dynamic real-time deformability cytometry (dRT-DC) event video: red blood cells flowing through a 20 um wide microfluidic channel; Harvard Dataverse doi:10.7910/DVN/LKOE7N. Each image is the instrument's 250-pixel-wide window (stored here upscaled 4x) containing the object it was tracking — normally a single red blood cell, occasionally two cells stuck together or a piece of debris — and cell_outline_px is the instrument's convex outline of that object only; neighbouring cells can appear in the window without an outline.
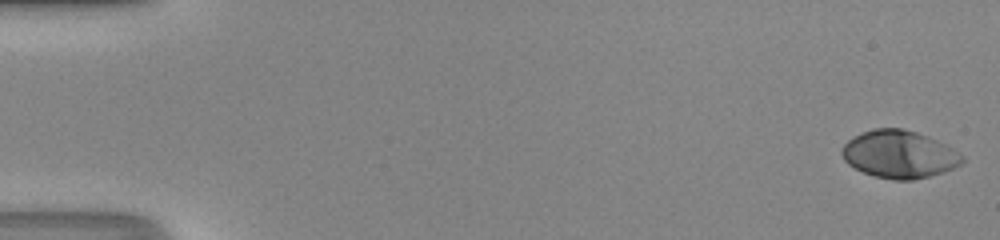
{"species": "human", "species_latin": "Homo sapiens", "temperature_condition": "room temperature", "stored_images_in_passage": 50, "camera_frame_rate_fps": 3000, "um_per_image_px": 0.085, "donor": {"sex": "male"}, "frame": {"image": 1, "passage_image": 1, "time_ms": 0.0, "image_size_px": [1000, 240], "cell_outline_px": [[964, 160], [960, 164], [944, 172], [912, 180], [892, 180], [876, 176], [864, 172], [848, 164], [844, 160], [840, 152], [840, 148], [852, 136], [872, 128], [900, 128], [916, 132], [936, 140], [952, 148], [964, 156]], "centroid_in_image_um": [76.4, 13.11], "position_along_channel_um": 8.6, "area_um2": 33.29}}
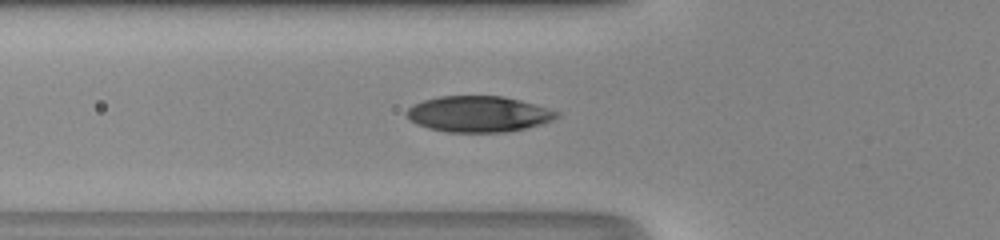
{"frame": {"image": 2, "passage_image": 19, "time_ms": 6.0, "image_size_px": [1000, 240], "cell_outline_px": [[560, 116], [552, 120], [540, 124], [524, 128], [504, 132], [448, 132], [428, 128], [416, 124], [408, 120], [404, 112], [408, 108], [424, 100], [440, 96], [504, 96], [520, 100], [548, 108], [560, 112]], "centroid_in_image_um": [40.65, 9.69], "position_along_channel_um": 85.1, "area_um2": 31.44}}
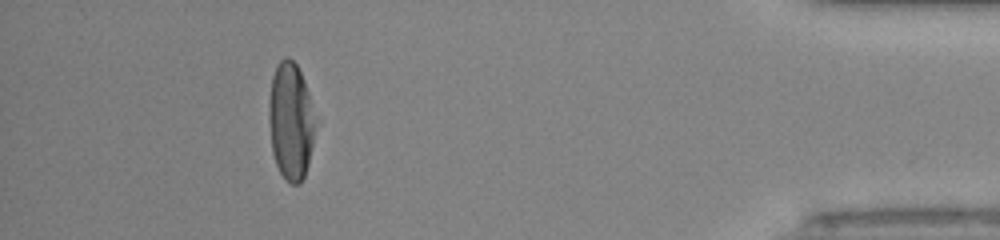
{"frame": {"image": 3, "passage_image": 46, "time_ms": 15.0, "image_size_px": [1000, 240], "cell_outline_px": [[320, 116], [308, 164], [304, 176], [300, 184], [292, 184], [280, 172], [276, 164], [272, 152], [268, 120], [268, 104], [272, 76], [276, 64], [284, 56], [288, 56], [296, 64], [300, 72]], "centroid_in_image_um": [24.76, 10.25], "position_along_channel_um": 410.4, "area_um2": 32.95}, "authors_computed_cell_mechanics": {"area_um2": 32.3969, "velocity_mm_per_s": 4.2109, "shape_relaxation_time_tau1_ms": 3.1158, "shape_relaxation_time_tau2_ms": null, "deformation_change_tau1": 0.19, "deformation_change_tau2": null}}